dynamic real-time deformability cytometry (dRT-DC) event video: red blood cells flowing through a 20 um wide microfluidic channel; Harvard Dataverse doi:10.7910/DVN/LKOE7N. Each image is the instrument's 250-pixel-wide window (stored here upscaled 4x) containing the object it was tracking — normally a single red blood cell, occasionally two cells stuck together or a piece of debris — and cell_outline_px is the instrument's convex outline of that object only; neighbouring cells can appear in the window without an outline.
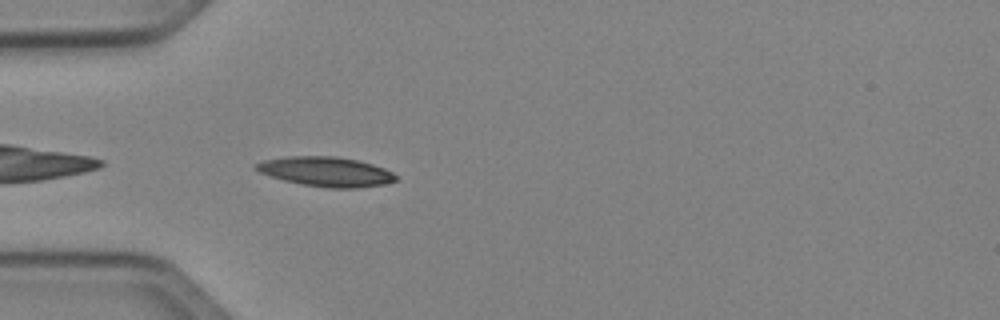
{"species": "Egyptian fruit bat (a non-hibernating species)", "species_latin": "Rousettus aegyptiacus", "temperature_condition": "cold", "stored_images_in_passage": 20, "camera_frame_rate_fps": 3000, "um_per_image_px": 0.085, "animal": {"sex": "female"}, "frame": {"image": 1, "passage_image": 2, "time_ms": 0.333, "image_size_px": [1000, 320], "cell_outline_px": [[396, 180], [384, 184], [360, 188], [328, 188], [300, 184], [284, 180], [260, 172], [252, 168], [252, 164], [264, 160], [288, 156], [336, 156], [356, 160], [372, 164], [384, 168], [392, 172], [396, 176]], "centroid_in_image_um": [27.68, 14.59], "position_along_channel_um": 57.3, "area_um2": 24.16}}
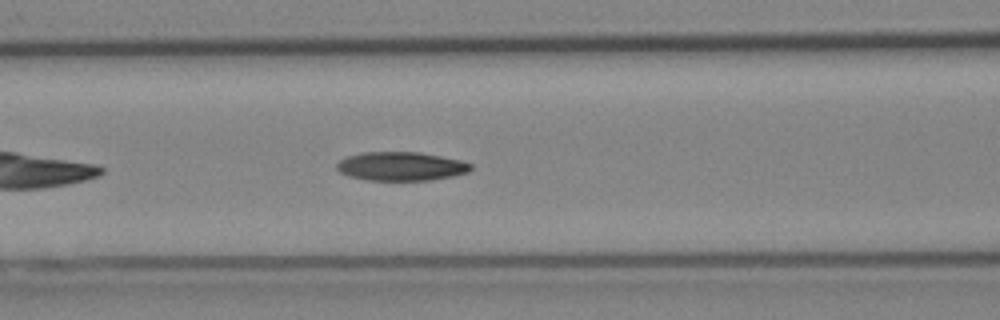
{"frame": {"image": 2, "passage_image": 8, "time_ms": 2.333, "image_size_px": [1000, 320], "cell_outline_px": [[472, 168], [468, 172], [452, 176], [428, 180], [368, 180], [348, 176], [340, 172], [336, 168], [336, 164], [340, 160], [348, 156], [364, 152], [420, 152], [460, 160], [472, 164]], "centroid_in_image_um": [34.07, 14.13], "position_along_channel_um": 132.5, "area_um2": 22.37}}
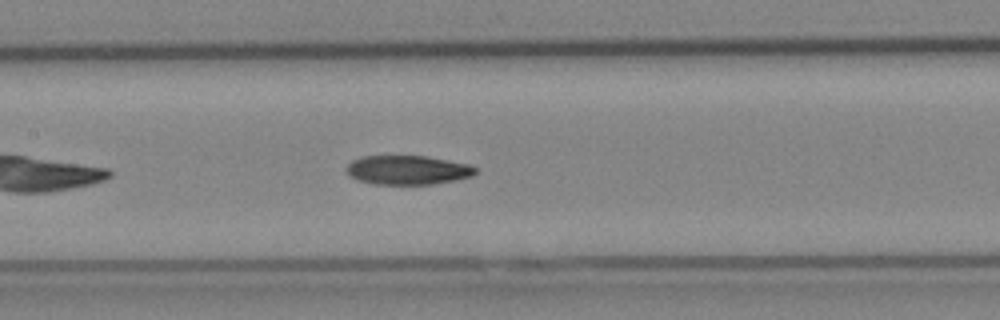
{"frame": {"image": 3, "passage_image": 11, "time_ms": 3.333, "image_size_px": [1000, 320], "cell_outline_px": [[476, 172], [472, 176], [456, 180], [432, 184], [372, 184], [356, 180], [348, 172], [348, 164], [352, 160], [364, 156], [424, 156], [468, 164], [476, 168]], "centroid_in_image_um": [34.65, 14.46], "position_along_channel_um": 172.7, "area_um2": 21.68}}